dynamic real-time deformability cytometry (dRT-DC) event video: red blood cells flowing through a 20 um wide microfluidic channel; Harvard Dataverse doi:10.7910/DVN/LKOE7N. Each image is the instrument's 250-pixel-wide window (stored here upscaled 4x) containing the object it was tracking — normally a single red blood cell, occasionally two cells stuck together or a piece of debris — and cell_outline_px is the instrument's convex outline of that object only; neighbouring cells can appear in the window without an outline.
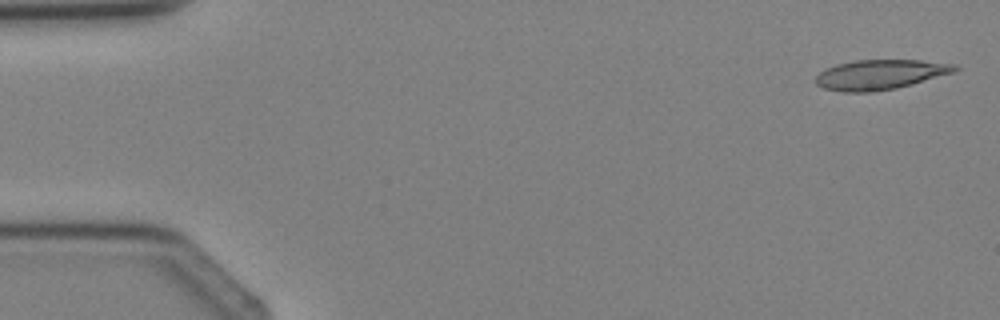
{"species": "Egyptian fruit bat (a non-hibernating species)", "species_latin": "Rousettus aegyptiacus", "temperature_condition": "cold", "stored_images_in_passage": 3, "camera_frame_rate_fps": 3000, "um_per_image_px": 0.085, "animal": {"sex": "female"}, "frame": {"image": 1, "passage_image": 1, "time_ms": 0.0, "image_size_px": [1000, 320], "cell_outline_px": [[960, 68], [952, 72], [912, 84], [896, 88], [868, 92], [844, 92], [824, 88], [816, 84], [816, 76], [820, 72], [836, 64], [856, 60], [920, 60], [956, 64]], "centroid_in_image_um": [74.8, 6.33], "position_along_channel_um": 10.2, "area_um2": 23.93}}